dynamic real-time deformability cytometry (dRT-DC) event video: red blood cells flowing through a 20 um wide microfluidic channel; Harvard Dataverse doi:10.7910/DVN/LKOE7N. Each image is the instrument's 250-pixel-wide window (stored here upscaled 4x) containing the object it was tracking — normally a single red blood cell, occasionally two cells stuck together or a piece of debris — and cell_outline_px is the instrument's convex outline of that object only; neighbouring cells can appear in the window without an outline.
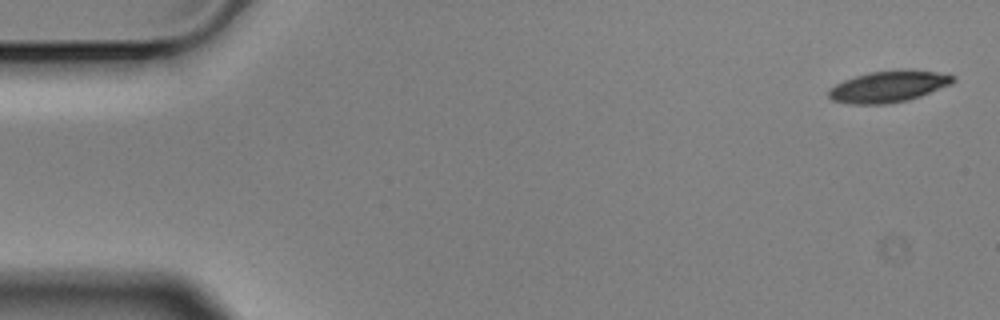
{"species": "Egyptian fruit bat (a non-hibernating species)", "species_latin": "Rousettus aegyptiacus", "temperature_condition": "cold", "stored_images_in_passage": 6, "camera_frame_rate_fps": 3000, "um_per_image_px": 0.085, "animal": {"sex": "male"}, "frame": {"image": 1, "passage_image": 1, "time_ms": 0.0, "image_size_px": [1000, 320], "cell_outline_px": [[956, 80], [952, 84], [920, 96], [908, 100], [884, 104], [848, 104], [832, 100], [828, 96], [828, 88], [844, 80], [868, 72], [900, 68], [912, 68], [936, 72], [956, 76]], "centroid_in_image_um": [75.54, 7.33], "position_along_channel_um": 9.5, "area_um2": 23.24}}
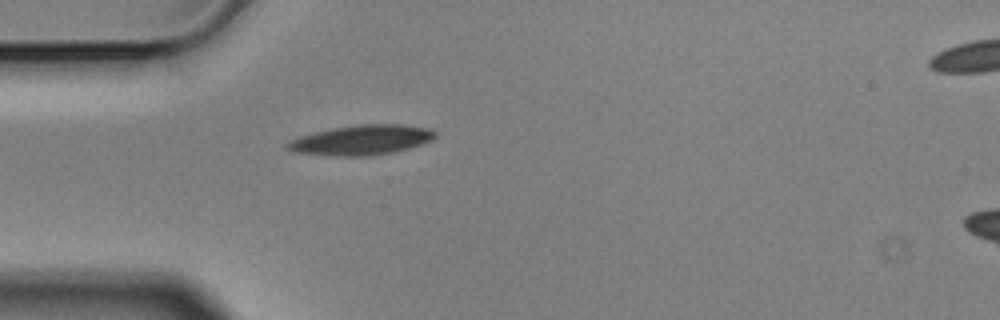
{"frame": {"image": 2, "passage_image": 5, "time_ms": 1.333, "image_size_px": [1000, 320], "cell_outline_px": [[436, 136], [432, 140], [408, 148], [392, 152], [372, 156], [332, 156], [292, 152], [284, 148], [284, 144], [288, 140], [300, 136], [316, 132], [356, 124], [404, 124], [428, 128], [436, 132]], "centroid_in_image_um": [30.68, 11.91], "position_along_channel_um": 54.3, "area_um2": 25.89}}